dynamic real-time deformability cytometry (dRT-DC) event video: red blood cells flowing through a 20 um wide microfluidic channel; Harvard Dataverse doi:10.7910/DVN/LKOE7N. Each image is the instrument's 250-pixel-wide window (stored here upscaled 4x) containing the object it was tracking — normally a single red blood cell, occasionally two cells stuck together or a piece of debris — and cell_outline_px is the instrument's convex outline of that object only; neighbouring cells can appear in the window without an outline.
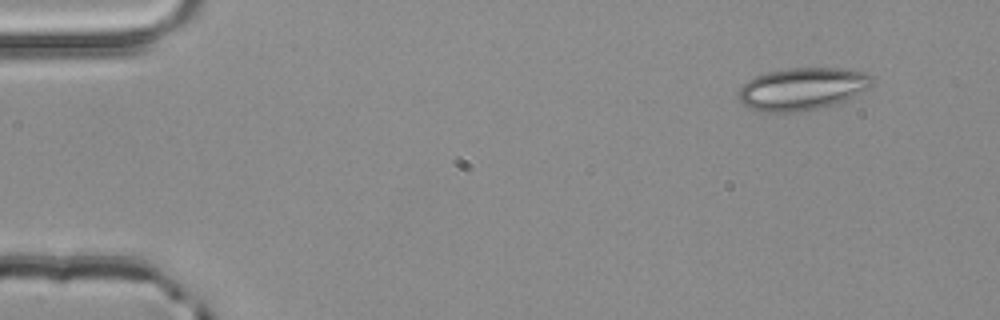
{"species": "common noctule bat (a hibernating species)", "species_latin": "Nyctalus noctula", "temperature_condition": "room temperature", "stored_images_in_passage": 3, "camera_frame_rate_fps": 3000, "um_per_image_px": 0.085, "animal": {"sex": "male", "body_mass_g": 20.4}, "frame": {"image": 1, "passage_image": 1, "time_ms": 0.0, "image_size_px": [1000, 320], "cell_outline_px": [[876, 80], [868, 88], [844, 100], [824, 108], [804, 112], [764, 112], [740, 104], [740, 88], [748, 80], [756, 76], [768, 72], [788, 68], [840, 68], [864, 72], [872, 76]], "centroid_in_image_um": [68.21, 7.56], "position_along_channel_um": 16.8, "area_um2": 33.06}}